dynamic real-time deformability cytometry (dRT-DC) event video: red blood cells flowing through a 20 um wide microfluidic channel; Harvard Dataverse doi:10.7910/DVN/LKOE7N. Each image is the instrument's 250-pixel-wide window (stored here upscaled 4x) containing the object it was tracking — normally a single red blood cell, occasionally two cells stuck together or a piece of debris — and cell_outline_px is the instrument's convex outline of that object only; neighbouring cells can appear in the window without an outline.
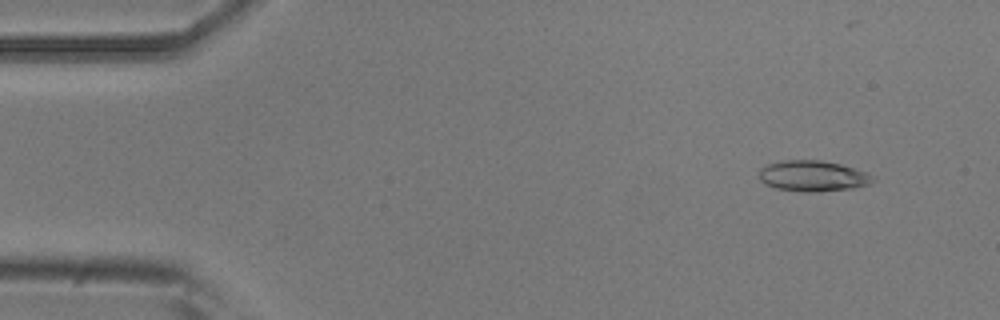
{"species": "common noctule bat (a hibernating species)", "species_latin": "Nyctalus noctula", "temperature_condition": "room temperature", "stored_images_in_passage": 41, "camera_frame_rate_fps": 3000, "um_per_image_px": 0.085, "animal": {"sex": "male", "body_mass_g": 20.5, "forearm_length_mm": 52.5}, "frame": {"image": 1, "passage_image": 5, "time_ms": 1.333, "image_size_px": [1000, 320], "cell_outline_px": [[876, 180], [868, 184], [852, 188], [816, 192], [804, 192], [776, 188], [764, 184], [760, 180], [760, 168], [764, 164], [788, 160], [820, 160], [840, 164], [868, 172], [876, 176]], "centroid_in_image_um": [69.11, 14.96], "position_along_channel_um": 15.9, "area_um2": 20.58}}
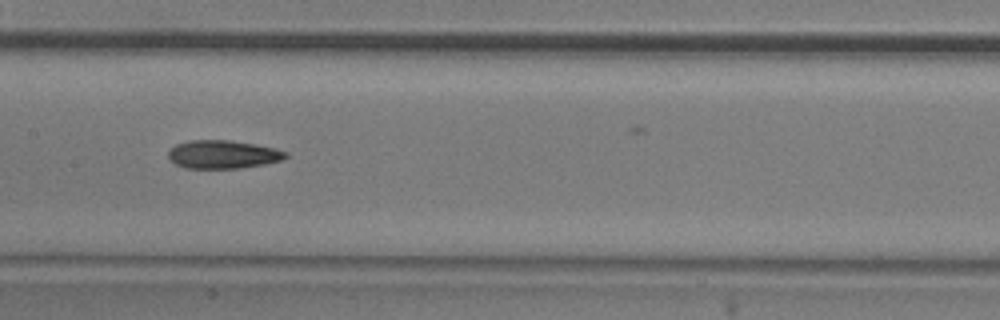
{"frame": {"image": 2, "passage_image": 26, "time_ms": 8.333, "image_size_px": [1000, 320], "cell_outline_px": [[288, 156], [280, 160], [264, 164], [240, 168], [184, 168], [176, 164], [168, 156], [168, 152], [176, 144], [188, 140], [232, 140], [256, 144], [276, 148], [288, 152]], "centroid_in_image_um": [18.96, 13.11], "position_along_channel_um": 188.4, "area_um2": 19.36}}
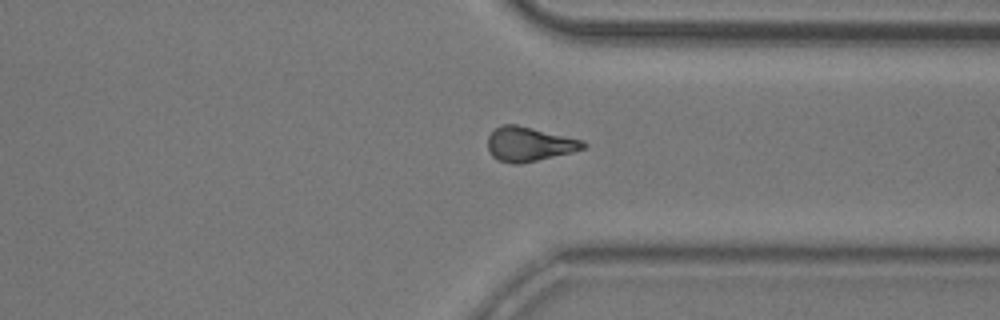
{"frame": {"image": 3, "passage_image": 40, "time_ms": 13.0, "image_size_px": [1000, 320], "cell_outline_px": [[588, 144], [584, 148], [572, 152], [520, 164], [512, 164], [500, 160], [492, 156], [488, 148], [488, 136], [496, 128], [504, 124], [516, 124], [584, 140]], "centroid_in_image_um": [44.99, 12.25], "position_along_channel_um": 366.4, "area_um2": 19.02}}